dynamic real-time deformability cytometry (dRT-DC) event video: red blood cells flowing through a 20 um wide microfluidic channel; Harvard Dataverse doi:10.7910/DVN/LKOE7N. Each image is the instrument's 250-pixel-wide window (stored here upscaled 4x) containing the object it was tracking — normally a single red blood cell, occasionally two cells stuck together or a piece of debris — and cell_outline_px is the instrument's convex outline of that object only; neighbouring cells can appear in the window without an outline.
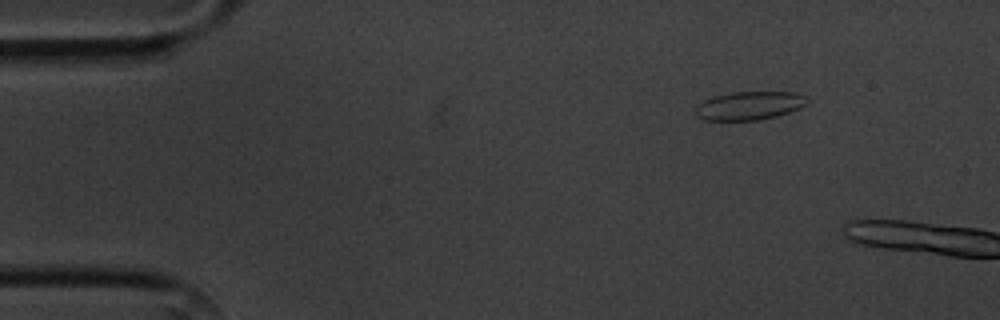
{"species": "common noctule bat (a hibernating species)", "species_latin": "Nyctalus noctula", "temperature_condition": "cold", "stored_images_in_passage": 2, "camera_frame_rate_fps": 3000, "um_per_image_px": 0.085, "animal": {"sex": "male", "body_mass_g": 20.1, "forearm_length_mm": 53.5}, "frame": {"image": 1, "passage_image": 1, "time_ms": 0.0, "image_size_px": [1000, 320], "cell_outline_px": [[808, 100], [800, 108], [776, 116], [756, 120], [704, 120], [696, 116], [696, 104], [712, 96], [732, 92], [796, 92], [804, 96]], "centroid_in_image_um": [63.64, 8.97], "position_along_channel_um": 21.4, "area_um2": 18.44}}